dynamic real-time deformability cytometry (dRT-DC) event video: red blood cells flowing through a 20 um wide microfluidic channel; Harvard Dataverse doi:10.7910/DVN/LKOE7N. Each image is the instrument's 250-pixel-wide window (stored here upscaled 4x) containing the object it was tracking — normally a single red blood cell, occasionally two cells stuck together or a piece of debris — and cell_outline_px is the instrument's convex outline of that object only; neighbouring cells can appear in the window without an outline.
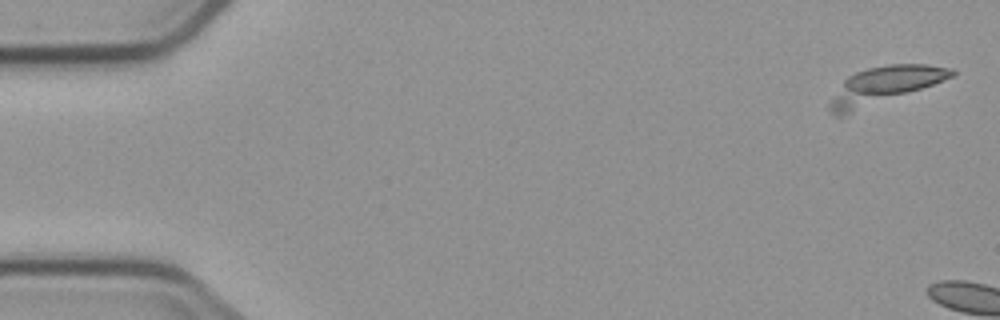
{"species": "common noctule bat (a hibernating species)", "species_latin": "Nyctalus noctula", "temperature_condition": "cold", "stored_images_in_passage": 2, "camera_frame_rate_fps": 3000, "um_per_image_px": 0.085, "animal": {"sex": "male", "body_mass_g": 23.1, "forearm_length_mm": 52.7}, "frame": {"image": 1, "passage_image": 1, "time_ms": 0.0, "image_size_px": [1000, 320], "cell_outline_px": [[956, 76], [840, 116], [836, 116], [828, 112], [828, 104], [844, 80], [848, 76], [856, 72], [868, 68], [888, 64], [924, 64], [952, 68], [956, 72]], "centroid_in_image_um": [75.15, 7.23], "position_along_channel_um": 9.8, "area_um2": 25.61}}